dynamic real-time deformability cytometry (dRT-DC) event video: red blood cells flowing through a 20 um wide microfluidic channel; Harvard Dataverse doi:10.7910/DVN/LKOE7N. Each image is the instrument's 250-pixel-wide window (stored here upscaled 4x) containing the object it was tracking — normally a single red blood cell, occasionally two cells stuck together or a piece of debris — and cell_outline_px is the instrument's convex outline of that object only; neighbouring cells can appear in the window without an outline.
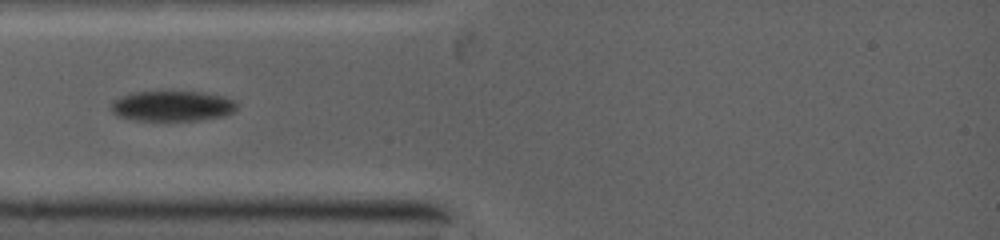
{"species": "common noctule bat (a hibernating species)", "species_latin": "Nyctalus noctula", "temperature_condition": "warm", "stored_images_in_passage": 36, "camera_frame_rate_fps": 5000, "um_per_image_px": 0.085, "animal": {"sex": "female", "body_mass_g": 19.0, "forearm_length_mm": 53.3}, "frame": {"image": 1, "passage_image": 2, "time_ms": 0.4, "image_size_px": [1000, 240], "cell_outline_px": [[236, 108], [232, 112], [224, 116], [196, 120], [140, 120], [120, 116], [112, 112], [112, 104], [116, 100], [124, 96], [136, 92], [200, 92], [224, 96], [232, 100], [236, 104]], "centroid_in_image_um": [14.69, 9.01], "position_along_channel_um": 70.3, "area_um2": 21.62}}
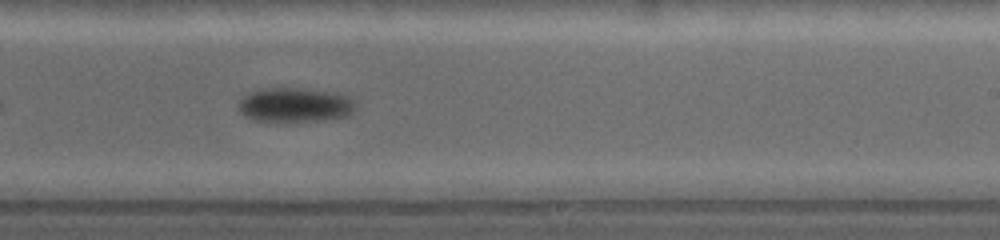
{"frame": {"image": 2, "passage_image": 15, "time_ms": 5.0, "image_size_px": [1000, 240], "cell_outline_px": [[352, 108], [344, 116], [308, 120], [260, 120], [248, 116], [240, 108], [240, 100], [244, 96], [252, 92], [272, 88], [288, 88], [316, 92], [340, 96], [348, 100], [352, 104]], "centroid_in_image_um": [24.93, 8.92], "position_along_channel_um": 264.1, "area_um2": 20.92}}
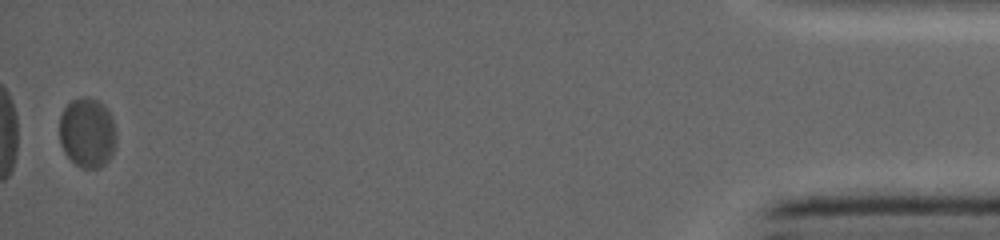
{"frame": {"image": 3, "passage_image": 34, "time_ms": 12.0, "image_size_px": [1000, 240], "cell_outline_px": [[116, 136], [112, 152], [104, 164], [100, 168], [84, 168], [76, 164], [68, 156], [60, 140], [60, 116], [64, 108], [72, 100], [84, 96], [88, 96], [104, 104], [112, 120], [116, 132]], "centroid_in_image_um": [7.42, 11.25], "position_along_channel_um": 427.8, "area_um2": 22.72}}